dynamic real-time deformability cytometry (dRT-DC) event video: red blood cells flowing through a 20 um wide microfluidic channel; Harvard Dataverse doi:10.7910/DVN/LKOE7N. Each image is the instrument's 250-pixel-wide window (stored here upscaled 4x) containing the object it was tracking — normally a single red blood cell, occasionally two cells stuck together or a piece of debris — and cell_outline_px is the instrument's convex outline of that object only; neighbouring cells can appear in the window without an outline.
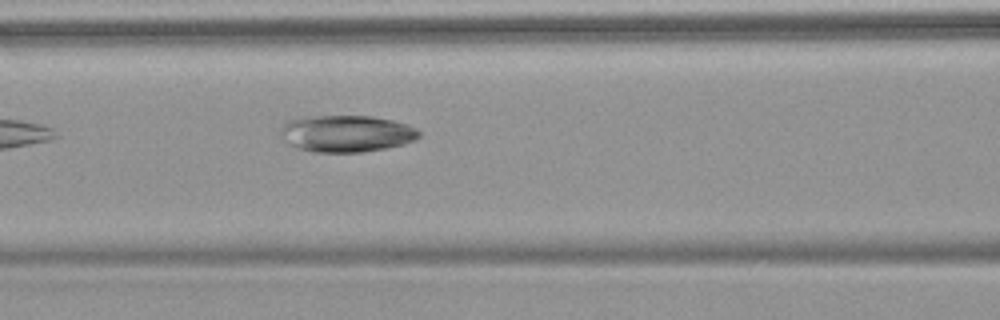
{"species": "common noctule bat (a hibernating species)", "species_latin": "Nyctalus noctula", "temperature_condition": "warm", "stored_images_in_passage": 5, "camera_frame_rate_fps": 3000, "um_per_image_px": 0.085, "animal": {"sex": "female", "body_mass_g": 18.4}, "frame": {"image": 1, "passage_image": 5, "time_ms": 5.667, "image_size_px": [1000, 320], "cell_outline_px": [[420, 136], [416, 140], [384, 148], [360, 152], [316, 152], [300, 148], [288, 144], [280, 136], [280, 128], [288, 120], [300, 116], [372, 116], [392, 120], [408, 124], [416, 128], [420, 132]], "centroid_in_image_um": [29.42, 11.34], "position_along_channel_um": 137.2, "area_um2": 29.77}}